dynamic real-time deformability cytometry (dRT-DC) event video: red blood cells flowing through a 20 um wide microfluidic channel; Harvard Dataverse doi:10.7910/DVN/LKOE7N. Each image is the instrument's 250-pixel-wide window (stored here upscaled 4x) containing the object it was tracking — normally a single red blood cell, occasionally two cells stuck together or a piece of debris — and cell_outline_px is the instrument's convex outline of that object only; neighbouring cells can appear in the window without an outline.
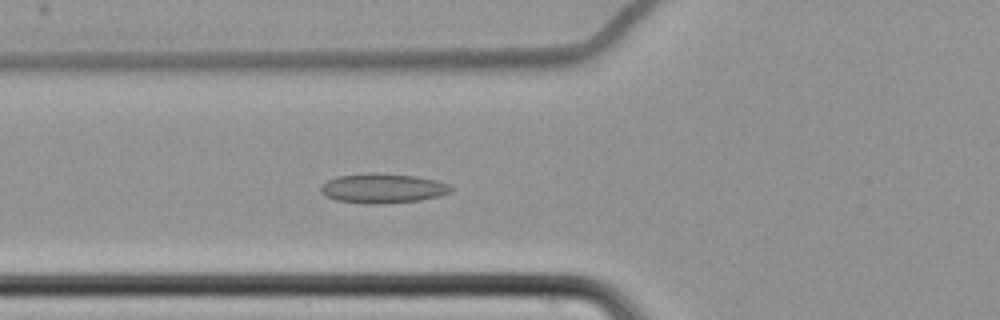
{"species": "common noctule bat (a hibernating species)", "species_latin": "Nyctalus noctula", "temperature_condition": "cold", "stored_images_in_passage": 40, "camera_frame_rate_fps": 3000, "um_per_image_px": 0.085, "animal": {"sex": "female", "body_mass_g": 22.7, "forearm_length_mm": 54.2}, "frame": {"image": 1, "passage_image": 3, "time_ms": 0.667, "image_size_px": [1000, 320], "cell_outline_px": [[452, 192], [420, 200], [380, 204], [364, 204], [336, 200], [324, 196], [320, 192], [320, 188], [328, 180], [336, 176], [368, 172], [416, 176], [436, 180], [448, 184], [452, 188]], "centroid_in_image_um": [32.49, 16.0], "position_along_channel_um": 93.3, "area_um2": 22.54}}
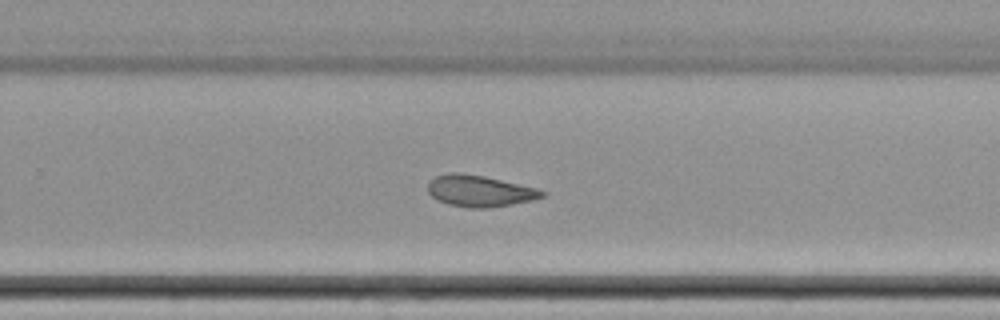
{"frame": {"image": 2, "passage_image": 20, "time_ms": 6.333, "image_size_px": [1000, 320], "cell_outline_px": [[548, 192], [544, 196], [532, 200], [512, 204], [488, 208], [468, 208], [448, 204], [436, 200], [428, 192], [428, 180], [436, 176], [448, 172], [460, 172], [484, 176], [536, 188]], "centroid_in_image_um": [40.73, 16.23], "position_along_channel_um": 289.1, "area_um2": 21.04}}
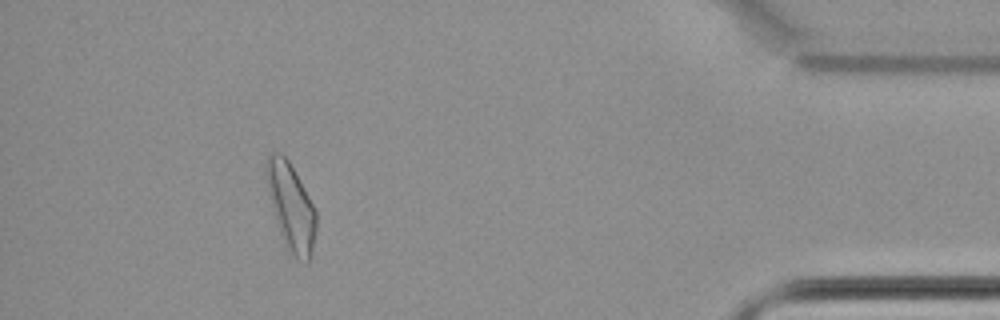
{"frame": {"image": 3, "passage_image": 35, "time_ms": 11.333, "image_size_px": [1000, 320], "cell_outline_px": [[316, 232], [312, 256], [308, 264], [304, 264], [296, 260], [288, 252], [284, 244], [272, 212], [264, 168], [268, 156], [272, 152], [280, 152], [288, 160], [316, 208]], "centroid_in_image_um": [24.74, 17.66], "position_along_channel_um": 410.5, "area_um2": 25.89}}